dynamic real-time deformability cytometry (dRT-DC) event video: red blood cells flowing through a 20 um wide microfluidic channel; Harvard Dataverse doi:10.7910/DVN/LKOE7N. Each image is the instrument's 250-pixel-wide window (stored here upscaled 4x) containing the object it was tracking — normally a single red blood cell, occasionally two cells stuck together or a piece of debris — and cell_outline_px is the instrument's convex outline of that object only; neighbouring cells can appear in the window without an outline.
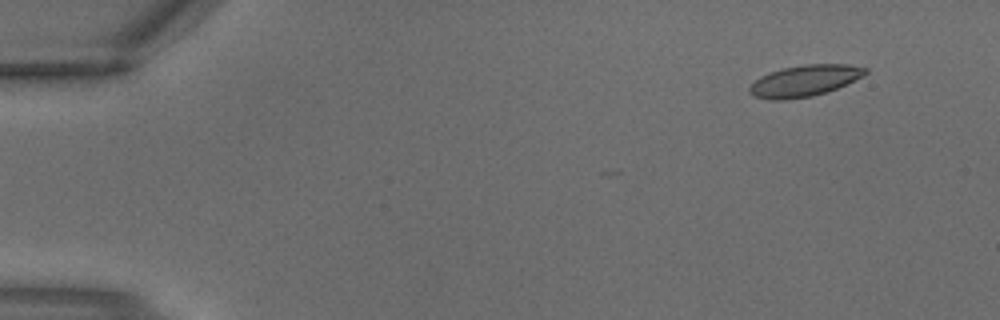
{"species": "common noctule bat (a hibernating species)", "species_latin": "Nyctalus noctula", "temperature_condition": "warm", "stored_images_in_passage": 3, "camera_frame_rate_fps": 3000, "um_per_image_px": 0.085, "animal": {"sex": "male", "body_mass_g": 18.8}, "frame": {"image": 1, "passage_image": 1, "time_ms": 0.0, "image_size_px": [1000, 320], "cell_outline_px": [[868, 72], [864, 76], [828, 92], [812, 96], [788, 100], [768, 100], [752, 96], [748, 92], [748, 88], [760, 76], [784, 68], [804, 64], [848, 64], [868, 68]], "centroid_in_image_um": [68.39, 6.88], "position_along_channel_um": 16.6, "area_um2": 21.33}}